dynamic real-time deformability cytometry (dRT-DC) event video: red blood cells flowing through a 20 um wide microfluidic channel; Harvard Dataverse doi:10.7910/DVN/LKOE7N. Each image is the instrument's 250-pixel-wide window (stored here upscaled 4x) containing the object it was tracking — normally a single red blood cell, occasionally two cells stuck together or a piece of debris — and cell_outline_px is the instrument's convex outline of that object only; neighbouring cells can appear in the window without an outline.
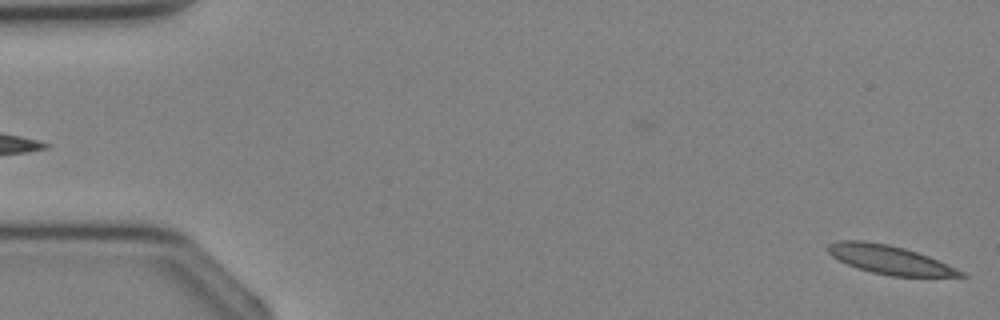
{"species": "Egyptian fruit bat (a non-hibernating species)", "species_latin": "Rousettus aegyptiacus", "temperature_condition": "cold", "stored_images_in_passage": 2, "camera_frame_rate_fps": 3000, "um_per_image_px": 0.085, "animal": {"sex": "female"}, "frame": {"image": 1, "passage_image": 2, "time_ms": 1.333, "image_size_px": [1000, 320], "cell_outline_px": [[968, 276], [892, 276], [872, 272], [848, 264], [832, 256], [828, 252], [828, 244], [840, 240], [864, 240], [888, 244], [904, 248], [928, 256], [968, 272]], "centroid_in_image_um": [75.67, 22.07], "position_along_channel_um": 9.3, "area_um2": 22.02}}